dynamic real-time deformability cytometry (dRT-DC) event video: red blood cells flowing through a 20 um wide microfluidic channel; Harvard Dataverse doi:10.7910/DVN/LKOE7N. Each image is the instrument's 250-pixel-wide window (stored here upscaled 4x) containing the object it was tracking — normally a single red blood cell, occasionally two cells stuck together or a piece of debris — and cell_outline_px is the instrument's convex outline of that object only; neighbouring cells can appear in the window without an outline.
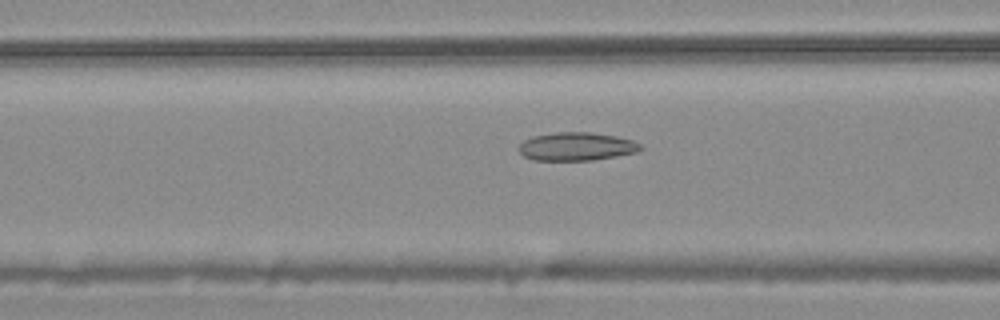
{"species": "common noctule bat (a hibernating species)", "species_latin": "Nyctalus noctula", "temperature_condition": "warm", "stored_images_in_passage": 42, "camera_frame_rate_fps": 3000, "um_per_image_px": 0.085, "animal": {"sex": "male", "body_mass_g": 20.4}, "frame": {"image": 1, "passage_image": 9, "time_ms": 2.667, "image_size_px": [1000, 320], "cell_outline_px": [[644, 148], [636, 152], [616, 156], [592, 160], [532, 160], [524, 156], [520, 152], [520, 144], [524, 140], [532, 136], [556, 132], [592, 132], [616, 136], [632, 140], [640, 144]], "centroid_in_image_um": [49.01, 12.45], "position_along_channel_um": 117.6, "area_um2": 20.0}}
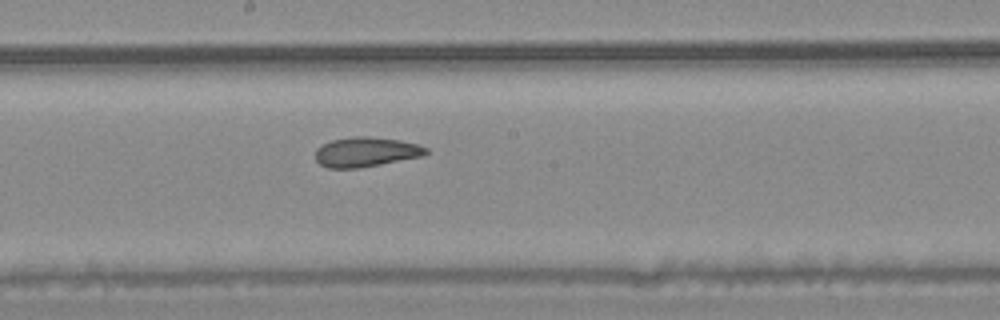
{"frame": {"image": 2, "passage_image": 17, "time_ms": 5.333, "image_size_px": [1000, 320], "cell_outline_px": [[428, 152], [424, 156], [360, 168], [328, 168], [320, 164], [316, 160], [316, 148], [320, 144], [332, 140], [352, 136], [368, 136], [400, 140], [420, 144], [428, 148]], "centroid_in_image_um": [31.12, 12.91], "position_along_channel_um": 217.1, "area_um2": 19.42}}
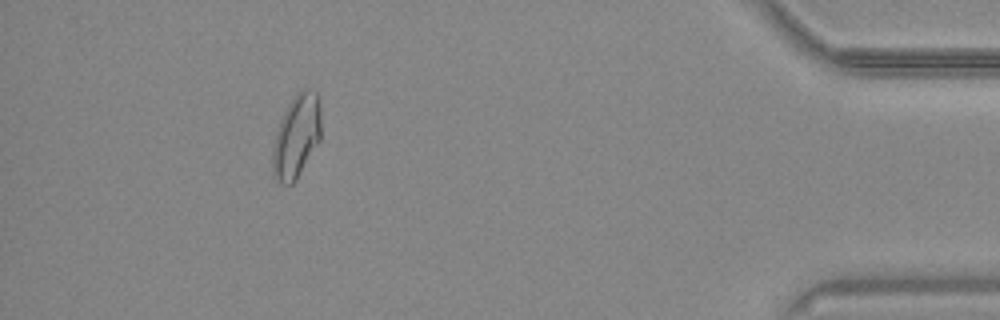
{"frame": {"image": 3, "passage_image": 37, "time_ms": 12.0, "image_size_px": [1000, 320], "cell_outline_px": [[320, 140], [296, 180], [292, 184], [280, 184], [276, 180], [272, 172], [272, 152], [276, 132], [280, 120], [288, 104], [296, 92], [304, 88], [308, 88], [316, 92], [320, 100]], "centroid_in_image_um": [25.19, 11.58], "position_along_channel_um": 410.0, "area_um2": 23.7}, "authors_computed_cell_mechanics": {"area_um2": 20.4612, "velocity_mm_per_s": 3.7257, "shape_relaxation_time_tau1_ms": null, "shape_relaxation_time_tau2_ms": 3.0887, "deformation_change_tau1": null, "deformation_change_tau2": 0.0859}}